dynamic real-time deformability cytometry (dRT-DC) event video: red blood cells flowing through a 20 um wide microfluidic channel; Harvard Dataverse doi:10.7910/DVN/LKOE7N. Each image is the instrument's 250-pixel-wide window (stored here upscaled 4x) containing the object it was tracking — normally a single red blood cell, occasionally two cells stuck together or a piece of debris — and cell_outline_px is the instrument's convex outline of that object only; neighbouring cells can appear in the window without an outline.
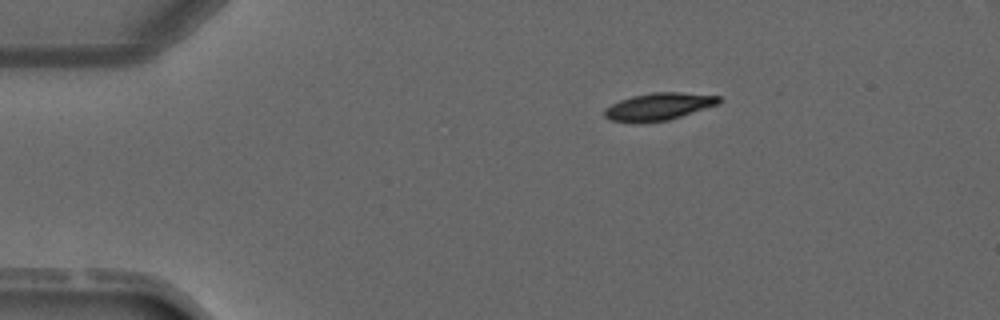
{"species": "common noctule bat (a hibernating species)", "species_latin": "Nyctalus noctula", "temperature_condition": "warm", "stored_images_in_passage": 2, "camera_frame_rate_fps": 3000, "um_per_image_px": 0.085, "animal": {"sex": "male", "forearm_length_mm": 52.5}, "frame": {"image": 1, "passage_image": 1, "time_ms": 0.0, "image_size_px": [1000, 320], "cell_outline_px": [[720, 100], [716, 104], [668, 120], [644, 124], [636, 124], [612, 120], [604, 116], [604, 108], [620, 100], [632, 96], [652, 92], [680, 92], [720, 96]], "centroid_in_image_um": [55.91, 9.07], "position_along_channel_um": 29.1, "area_um2": 18.21}}
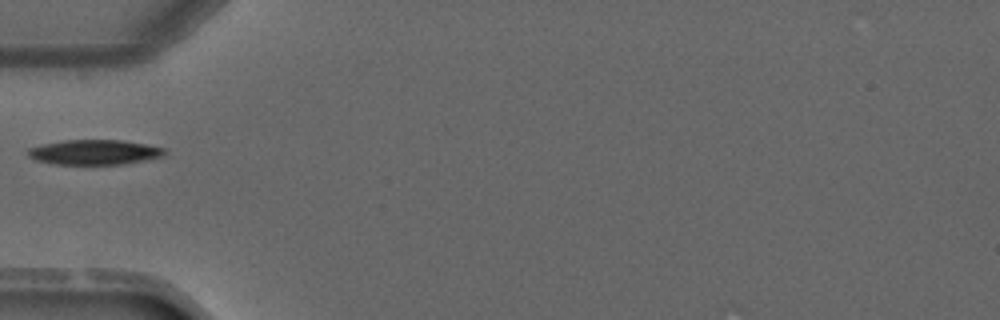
{"frame": {"image": 2, "passage_image": 2, "time_ms": 2.333, "image_size_px": [1000, 320], "cell_outline_px": [[164, 156], [124, 164], [56, 164], [36, 160], [28, 156], [28, 148], [44, 144], [64, 140], [120, 140], [144, 144], [164, 148]], "centroid_in_image_um": [8.01, 12.94], "position_along_channel_um": 77.0, "area_um2": 19.59}}